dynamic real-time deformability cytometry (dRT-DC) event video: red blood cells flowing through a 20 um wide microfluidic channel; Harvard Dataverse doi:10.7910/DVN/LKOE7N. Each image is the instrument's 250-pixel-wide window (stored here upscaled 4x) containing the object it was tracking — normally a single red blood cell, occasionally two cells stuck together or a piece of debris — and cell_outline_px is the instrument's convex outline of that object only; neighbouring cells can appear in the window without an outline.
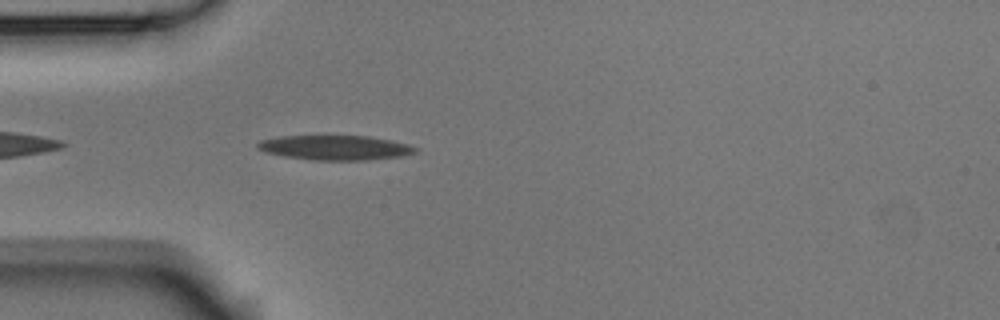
{"species": "Egyptian fruit bat (a non-hibernating species)", "species_latin": "Rousettus aegyptiacus", "temperature_condition": "room temperature", "stored_images_in_passage": 1, "camera_frame_rate_fps": 3000, "um_per_image_px": 0.085, "animal": {"sex": "male"}, "frame": {"image": 1, "passage_image": 1, "time_ms": 0.0, "image_size_px": [1000, 320], "cell_outline_px": [[420, 148], [416, 152], [400, 156], [368, 160], [312, 160], [284, 156], [264, 152], [256, 148], [256, 144], [260, 140], [280, 136], [324, 132], [328, 132], [368, 136], [392, 140], [408, 144]], "centroid_in_image_um": [28.43, 12.49], "position_along_channel_um": 56.6, "area_um2": 24.1}}